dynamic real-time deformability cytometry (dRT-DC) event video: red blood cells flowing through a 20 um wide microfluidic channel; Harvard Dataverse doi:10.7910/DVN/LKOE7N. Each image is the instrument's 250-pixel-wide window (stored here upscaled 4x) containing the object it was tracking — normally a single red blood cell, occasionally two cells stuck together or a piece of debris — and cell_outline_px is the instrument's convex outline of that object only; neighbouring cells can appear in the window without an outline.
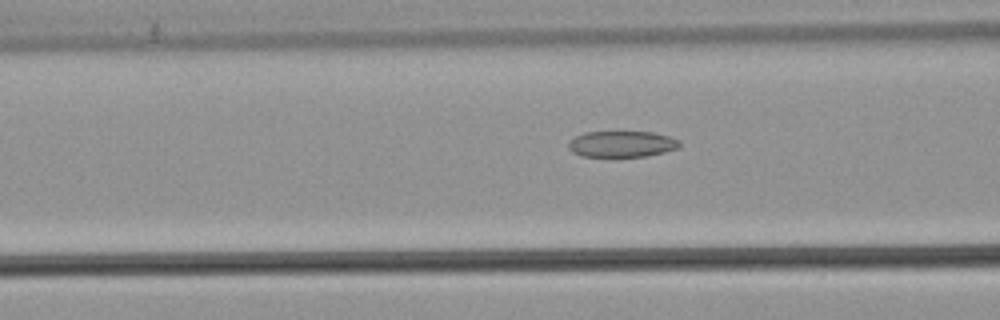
{"species": "common noctule bat (a hibernating species)", "species_latin": "Nyctalus noctula", "temperature_condition": "warm", "stored_images_in_passage": 54, "camera_frame_rate_fps": 3000, "um_per_image_px": 0.085, "animal": {"sex": "male", "body_mass_g": 21.5, "forearm_length_mm": 52.0}, "frame": {"image": 1, "passage_image": 22, "time_ms": 7.0, "image_size_px": [1000, 320], "cell_outline_px": [[680, 148], [648, 156], [580, 156], [572, 152], [568, 148], [568, 144], [576, 136], [584, 132], [652, 132], [668, 136], [680, 140]], "centroid_in_image_um": [52.88, 12.24], "position_along_channel_um": 113.7, "area_um2": 16.88}}
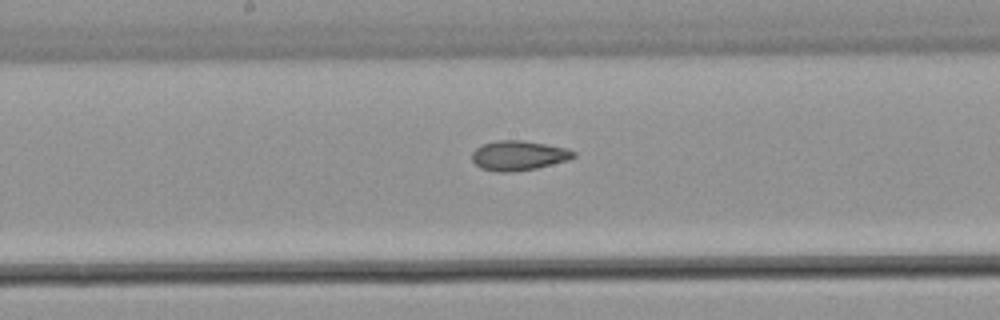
{"frame": {"image": 2, "passage_image": 29, "time_ms": 9.333, "image_size_px": [1000, 320], "cell_outline_px": [[576, 156], [568, 160], [536, 168], [512, 172], [496, 172], [480, 168], [472, 160], [472, 152], [480, 144], [496, 140], [524, 140], [568, 148], [576, 152]], "centroid_in_image_um": [44.07, 13.21], "position_along_channel_um": 204.1, "area_um2": 17.8}}
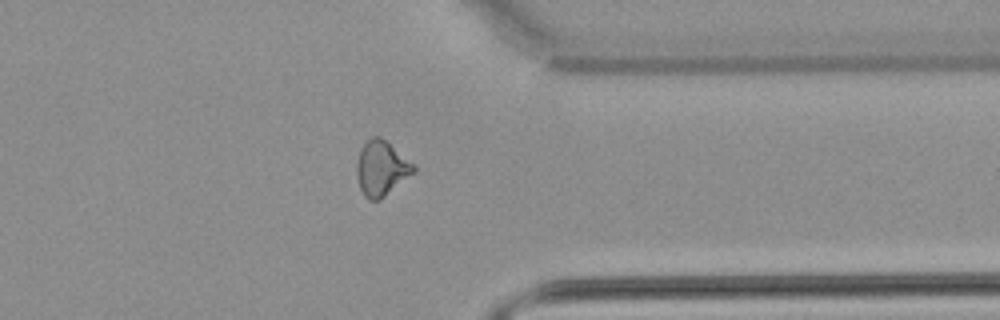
{"frame": {"image": 3, "passage_image": 43, "time_ms": 14.0, "image_size_px": [1000, 320], "cell_outline_px": [[416, 172], [380, 200], [368, 200], [364, 196], [360, 188], [356, 176], [356, 164], [360, 148], [372, 136], [380, 136], [416, 164]], "centroid_in_image_um": [32.44, 14.31], "position_along_channel_um": 379.0, "area_um2": 18.55}, "authors_computed_cell_mechanics": {"area_um2": 18.4382, "velocity_mm_per_s": 3.866, "shape_relaxation_time_tau1_ms": null, "shape_relaxation_time_tau2_ms": 2.3374, "deformation_change_tau1": null, "deformation_change_tau2": 0.0879}}